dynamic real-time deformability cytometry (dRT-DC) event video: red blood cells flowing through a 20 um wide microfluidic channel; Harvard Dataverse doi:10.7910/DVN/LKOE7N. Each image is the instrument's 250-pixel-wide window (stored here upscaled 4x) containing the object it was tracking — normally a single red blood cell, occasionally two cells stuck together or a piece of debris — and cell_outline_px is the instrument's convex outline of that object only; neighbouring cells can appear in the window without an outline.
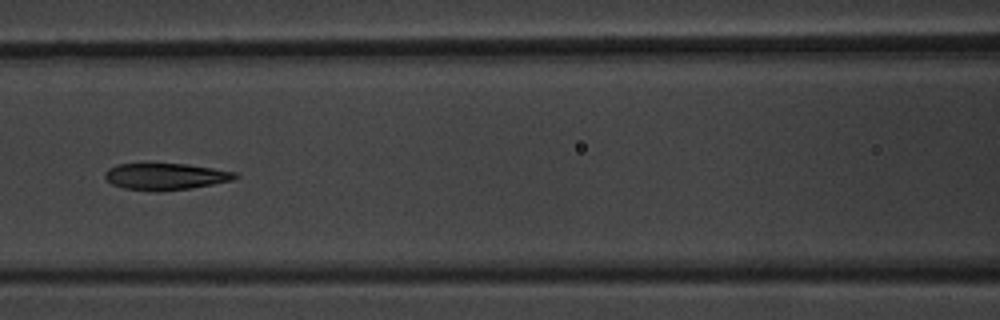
{"species": "common noctule bat (a hibernating species)", "species_latin": "Nyctalus noctula", "temperature_condition": "warm", "stored_images_in_passage": 7, "camera_frame_rate_fps": 3000, "um_per_image_px": 0.085, "animal": {"sex": "male", "body_mass_g": 20.1, "forearm_length_mm": 53.5}, "frame": {"image": 1, "passage_image": 7, "time_ms": 8.0, "image_size_px": [1000, 320], "cell_outline_px": [[240, 176], [232, 180], [212, 184], [188, 188], [160, 192], [156, 192], [124, 188], [112, 184], [104, 176], [104, 172], [108, 168], [116, 164], [188, 164], [236, 172]], "centroid_in_image_um": [14.05, 15.0], "position_along_channel_um": 152.5, "area_um2": 20.17}}